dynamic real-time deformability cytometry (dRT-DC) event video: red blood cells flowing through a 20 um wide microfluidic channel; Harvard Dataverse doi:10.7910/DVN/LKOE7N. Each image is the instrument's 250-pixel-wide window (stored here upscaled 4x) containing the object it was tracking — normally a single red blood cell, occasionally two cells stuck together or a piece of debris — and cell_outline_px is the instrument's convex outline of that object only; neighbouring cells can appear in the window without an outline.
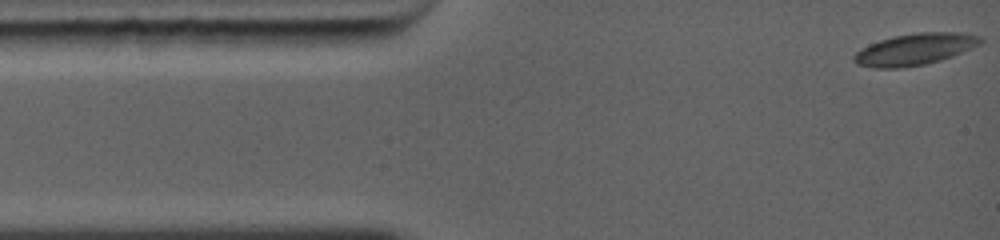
{"species": "common noctule bat (a hibernating species)", "species_latin": "Nyctalus noctula", "temperature_condition": "warm", "stored_images_in_passage": 11, "camera_frame_rate_fps": 5000, "um_per_image_px": 0.085, "animal": {"sex": "female", "body_mass_g": 19.0, "forearm_length_mm": 56.7}, "frame": {"image": 1, "passage_image": 1, "time_ms": 0.0, "image_size_px": [1000, 240], "cell_outline_px": [[984, 40], [980, 44], [972, 48], [952, 56], [940, 60], [924, 64], [896, 68], [876, 68], [856, 64], [852, 60], [852, 56], [860, 48], [868, 44], [880, 40], [896, 36], [916, 32], [968, 32], [984, 36]], "centroid_in_image_um": [77.79, 4.17], "position_along_channel_um": 7.2, "area_um2": 23.52}}
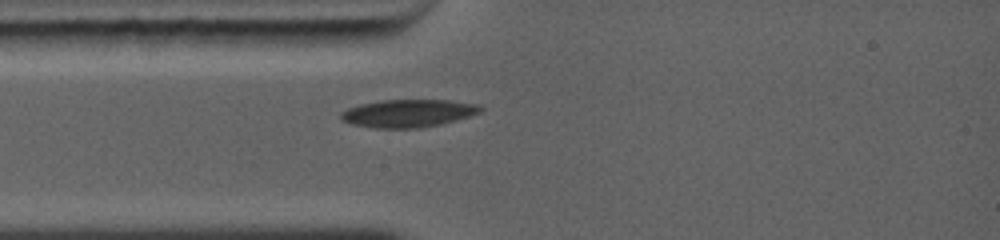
{"frame": {"image": 2, "passage_image": 7, "time_ms": 2.6, "image_size_px": [1000, 240], "cell_outline_px": [[484, 108], [476, 112], [452, 120], [436, 124], [412, 128], [376, 128], [352, 124], [344, 120], [340, 116], [340, 112], [348, 108], [360, 104], [380, 100], [448, 100], [476, 104]], "centroid_in_image_um": [34.58, 9.61], "position_along_channel_um": 50.4, "area_um2": 21.85}}
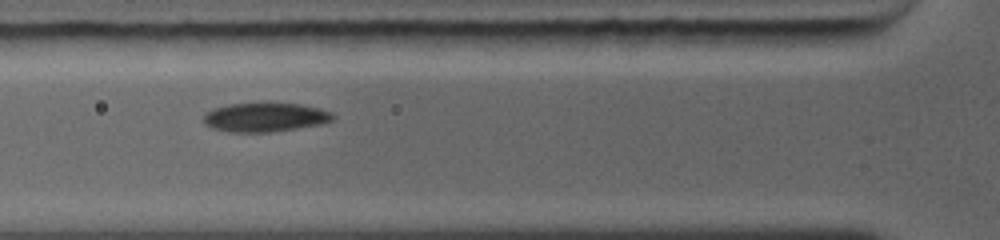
{"frame": {"image": 3, "passage_image": 10, "time_ms": 3.8, "image_size_px": [1000, 240], "cell_outline_px": [[332, 120], [316, 124], [268, 132], [232, 132], [212, 128], [204, 120], [204, 116], [212, 108], [228, 104], [260, 100], [300, 104], [332, 112]], "centroid_in_image_um": [22.46, 9.91], "position_along_channel_um": 103.3, "area_um2": 22.02}}